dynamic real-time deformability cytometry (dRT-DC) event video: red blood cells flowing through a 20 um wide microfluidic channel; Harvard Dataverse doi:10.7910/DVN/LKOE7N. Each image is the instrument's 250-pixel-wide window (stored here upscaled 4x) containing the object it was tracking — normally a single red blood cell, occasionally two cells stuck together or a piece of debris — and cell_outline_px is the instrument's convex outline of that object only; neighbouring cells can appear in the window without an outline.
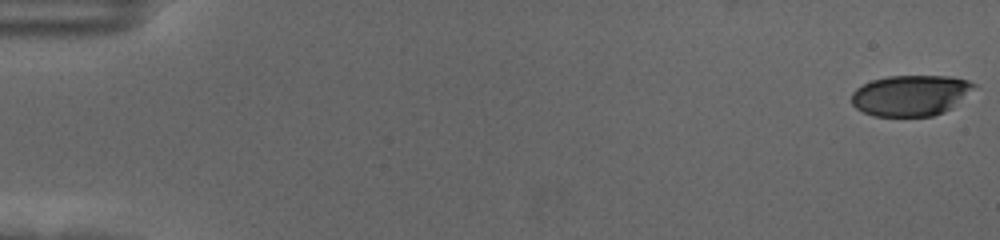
{"species": "human", "species_latin": "Homo sapiens", "temperature_condition": "cold", "stored_images_in_passage": 58, "camera_frame_rate_fps": 3000, "um_per_image_px": 0.085, "donor": {"sex": "female"}, "frame": {"image": 1, "passage_image": 1, "time_ms": 0.0, "image_size_px": [1000, 240], "cell_outline_px": [[976, 84], [952, 108], [944, 112], [932, 116], [872, 116], [856, 108], [852, 104], [852, 92], [856, 88], [872, 80], [888, 76], [948, 76], [968, 80]], "centroid_in_image_um": [77.37, 8.11], "position_along_channel_um": 7.6, "area_um2": 28.9}}
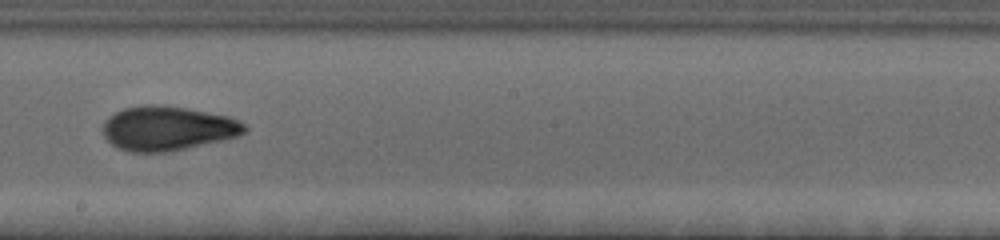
{"frame": {"image": 2, "passage_image": 34, "time_ms": 11.0, "image_size_px": [1000, 240], "cell_outline_px": [[248, 128], [240, 136], [168, 152], [128, 152], [112, 144], [104, 136], [104, 124], [116, 112], [124, 108], [144, 104], [160, 104], [188, 108], [228, 116], [244, 124]], "centroid_in_image_um": [14.27, 10.9], "position_along_channel_um": 233.9, "area_um2": 36.41}}
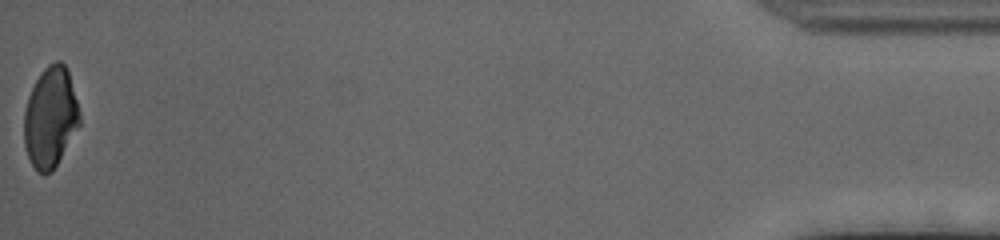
{"frame": {"image": 3, "passage_image": 58, "time_ms": 19.0, "image_size_px": [1000, 240], "cell_outline_px": [[80, 124], [52, 172], [44, 176], [36, 172], [28, 156], [24, 144], [24, 112], [28, 96], [40, 72], [48, 64], [56, 60], [60, 60], [68, 68], [80, 112]], "centroid_in_image_um": [4.28, 9.97], "position_along_channel_um": 430.9, "area_um2": 32.83}, "authors_computed_cell_mechanics": {"area_um2": 34.3332, "velocity_mm_per_s": 3.5715, "shape_relaxation_time_tau1_ms": 5.6969, "shape_relaxation_time_tau2_ms": 1.7497, "deformation_change_tau1": 0.1848, "deformation_change_tau2": 0.0732}}